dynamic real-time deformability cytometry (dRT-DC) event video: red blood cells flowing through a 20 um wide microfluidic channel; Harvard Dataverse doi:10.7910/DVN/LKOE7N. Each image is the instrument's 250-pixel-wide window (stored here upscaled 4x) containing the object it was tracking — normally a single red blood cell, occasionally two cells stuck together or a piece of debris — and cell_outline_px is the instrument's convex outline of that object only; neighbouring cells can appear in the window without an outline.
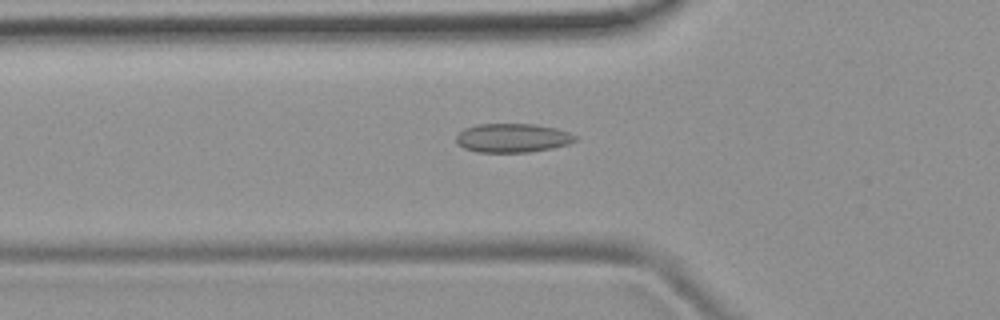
{"species": "common noctule bat (a hibernating species)", "species_latin": "Nyctalus noctula", "temperature_condition": "room temperature", "stored_images_in_passage": 46, "camera_frame_rate_fps": 3000, "um_per_image_px": 0.085, "animal": {"sex": "female", "body_mass_g": 19.9}, "frame": {"image": 1, "passage_image": 17, "time_ms": 5.333, "image_size_px": [1000, 320], "cell_outline_px": [[580, 136], [576, 140], [568, 144], [552, 148], [528, 152], [476, 152], [464, 148], [456, 140], [456, 136], [464, 128], [476, 124], [536, 124], [556, 128]], "centroid_in_image_um": [43.59, 11.72], "position_along_channel_um": 82.2, "area_um2": 20.11}}
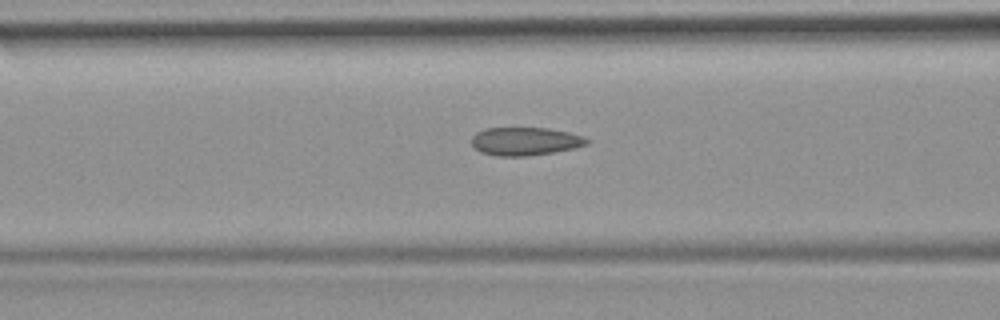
{"frame": {"image": 2, "passage_image": 20, "time_ms": 6.333, "image_size_px": [1000, 320], "cell_outline_px": [[592, 140], [588, 144], [572, 148], [552, 152], [528, 156], [496, 156], [480, 152], [472, 144], [472, 136], [476, 132], [484, 128], [548, 128], [568, 132], [584, 136]], "centroid_in_image_um": [44.64, 12.0], "position_along_channel_um": 122.0, "area_um2": 18.96}}
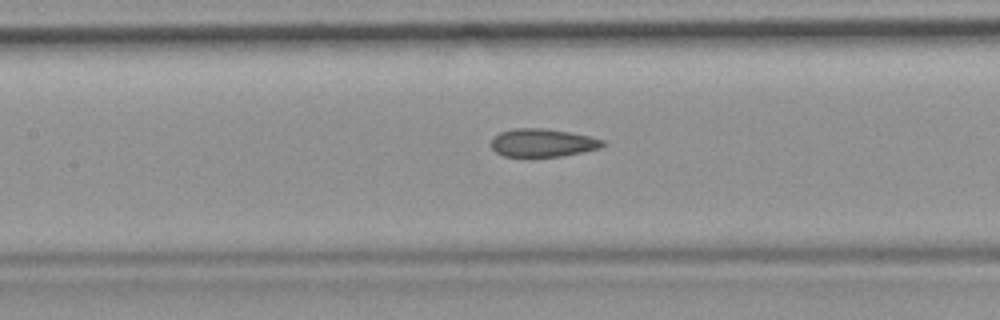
{"frame": {"image": 3, "passage_image": 23, "time_ms": 7.333, "image_size_px": [1000, 320], "cell_outline_px": [[604, 144], [600, 148], [564, 156], [504, 156], [496, 152], [492, 148], [492, 140], [500, 132], [516, 128], [544, 128], [568, 132], [588, 136], [604, 140]], "centroid_in_image_um": [46.13, 12.14], "position_along_channel_um": 161.3, "area_um2": 17.98}}